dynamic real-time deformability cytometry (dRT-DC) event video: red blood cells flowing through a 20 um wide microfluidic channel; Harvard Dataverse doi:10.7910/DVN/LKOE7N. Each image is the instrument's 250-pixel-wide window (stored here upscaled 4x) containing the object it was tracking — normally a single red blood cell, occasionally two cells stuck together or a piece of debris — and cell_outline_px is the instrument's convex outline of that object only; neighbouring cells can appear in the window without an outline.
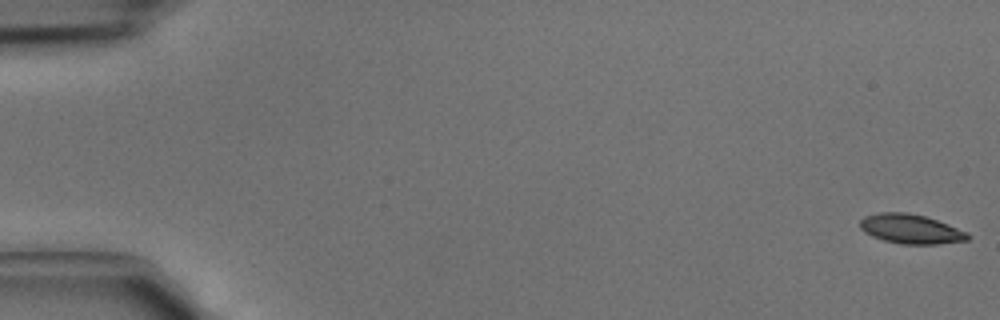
{"species": "common noctule bat (a hibernating species)", "species_latin": "Nyctalus noctula", "temperature_condition": "cold", "stored_images_in_passage": 5, "camera_frame_rate_fps": 3000, "um_per_image_px": 0.085, "animal": {"sex": "male", "body_mass_g": 15.6}, "frame": {"image": 1, "passage_image": 1, "time_ms": 0.0, "image_size_px": [1000, 320], "cell_outline_px": [[972, 236], [968, 240], [940, 244], [900, 244], [884, 240], [872, 236], [864, 232], [860, 228], [860, 220], [864, 216], [880, 212], [908, 212], [924, 216], [948, 224], [968, 232]], "centroid_in_image_um": [77.43, 19.46], "position_along_channel_um": 7.6, "area_um2": 18.61}}
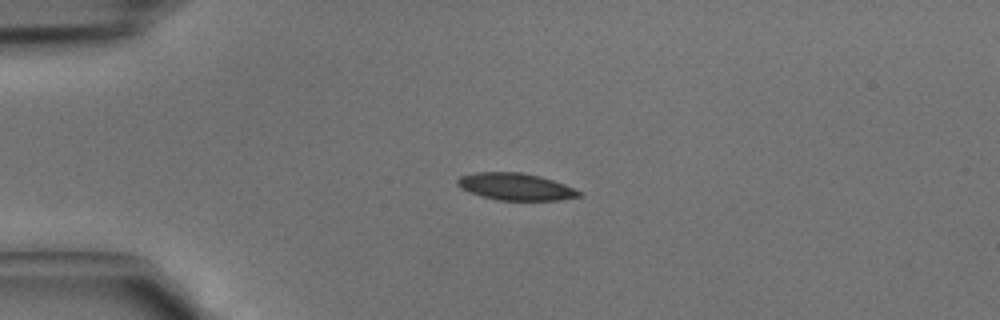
{"frame": {"image": 2, "passage_image": 4, "time_ms": 1.0, "image_size_px": [1000, 320], "cell_outline_px": [[584, 192], [580, 196], [560, 200], [496, 200], [460, 188], [456, 184], [456, 180], [460, 176], [476, 172], [520, 172], [540, 176], [564, 184]], "centroid_in_image_um": [43.84, 15.86], "position_along_channel_um": 41.2, "area_um2": 19.07}}
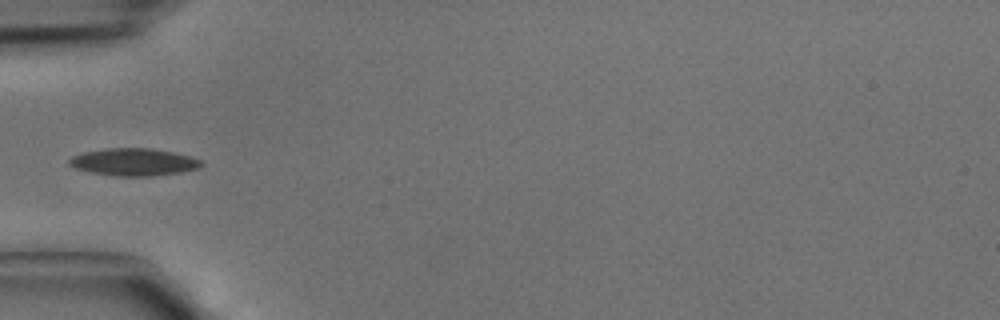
{"frame": {"image": 3, "passage_image": 5, "time_ms": 1.333, "image_size_px": [1000, 320], "cell_outline_px": [[204, 164], [200, 168], [180, 172], [152, 176], [116, 176], [92, 172], [76, 168], [68, 164], [68, 160], [72, 156], [84, 152], [104, 148], [152, 148], [172, 152], [188, 156], [200, 160]], "centroid_in_image_um": [11.36, 13.77], "position_along_channel_um": 73.6, "area_um2": 20.98}}